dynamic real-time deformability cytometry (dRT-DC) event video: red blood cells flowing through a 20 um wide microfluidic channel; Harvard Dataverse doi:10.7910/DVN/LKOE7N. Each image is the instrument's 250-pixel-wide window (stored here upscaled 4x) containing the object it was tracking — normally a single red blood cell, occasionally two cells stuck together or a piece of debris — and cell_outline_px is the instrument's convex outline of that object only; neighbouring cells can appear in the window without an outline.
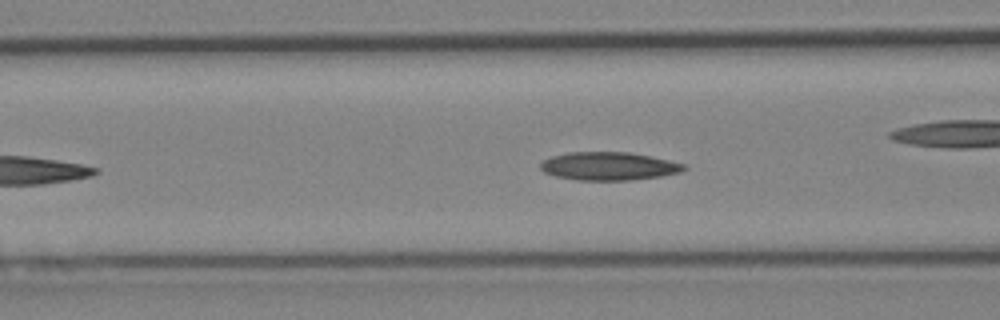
{"species": "Egyptian fruit bat (a non-hibernating species)", "species_latin": "Rousettus aegyptiacus", "temperature_condition": "cold", "stored_images_in_passage": 34, "camera_frame_rate_fps": 3000, "um_per_image_px": 0.085, "animal": {"sex": "female"}, "frame": {"image": 1, "passage_image": 10, "time_ms": 3.0, "image_size_px": [1000, 320], "cell_outline_px": [[688, 168], [680, 172], [660, 176], [628, 180], [576, 180], [556, 176], [544, 172], [540, 168], [540, 164], [544, 160], [552, 156], [568, 152], [628, 152], [688, 164]], "centroid_in_image_um": [51.75, 14.12], "position_along_channel_um": 114.8, "area_um2": 23.47}, "authors_computed_cell_mechanics": {"area_um2": 22.8021, "velocity_mm_per_s": 4.2165, "shape_relaxation_time_tau1_ms": 9.1638, "shape_relaxation_time_tau2_ms": null, "deformation_change_tau1": 0.1641, "deformation_change_tau2": null}}